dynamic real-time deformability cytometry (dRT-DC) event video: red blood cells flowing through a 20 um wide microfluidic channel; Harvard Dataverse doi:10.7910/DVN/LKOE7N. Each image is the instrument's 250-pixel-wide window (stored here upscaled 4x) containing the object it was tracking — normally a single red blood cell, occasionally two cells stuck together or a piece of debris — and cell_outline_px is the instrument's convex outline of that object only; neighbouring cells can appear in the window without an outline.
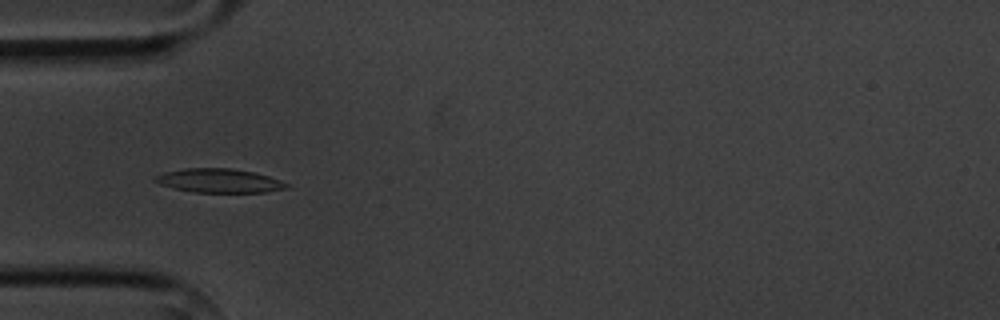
{"species": "common noctule bat (a hibernating species)", "species_latin": "Nyctalus noctula", "temperature_condition": "cold", "stored_images_in_passage": 6, "camera_frame_rate_fps": 3000, "um_per_image_px": 0.085, "animal": {"sex": "male", "body_mass_g": 20.1, "forearm_length_mm": 53.5}, "frame": {"image": 1, "passage_image": 5, "time_ms": 5.333, "image_size_px": [1000, 320], "cell_outline_px": [[288, 188], [268, 192], [196, 192], [176, 188], [160, 184], [152, 180], [156, 176], [164, 172], [184, 168], [232, 168], [252, 172], [268, 176], [280, 180], [288, 184]], "centroid_in_image_um": [18.64, 15.35], "position_along_channel_um": 66.4, "area_um2": 18.15}}
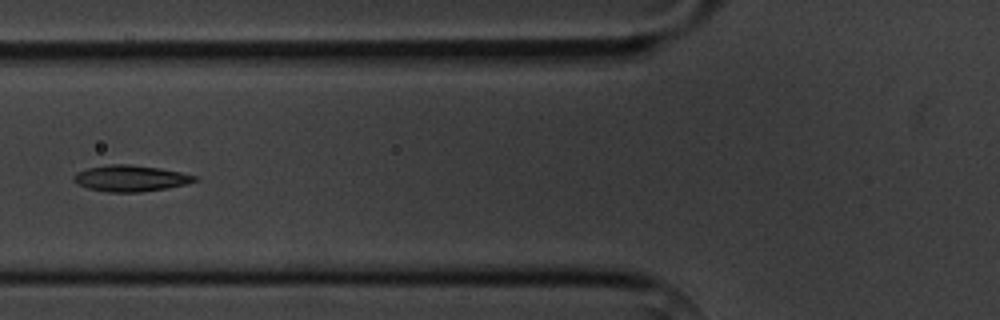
{"frame": {"image": 2, "passage_image": 6, "time_ms": 6.667, "image_size_px": [1000, 320], "cell_outline_px": [[200, 180], [188, 184], [168, 188], [140, 192], [104, 192], [88, 188], [76, 184], [72, 180], [72, 176], [76, 172], [88, 168], [108, 164], [128, 164], [160, 168], [180, 172], [196, 176]], "centroid_in_image_um": [11.08, 15.16], "position_along_channel_um": 114.7, "area_um2": 18.73}}